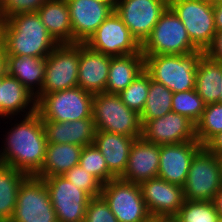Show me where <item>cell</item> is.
Here are the masks:
<instances>
[{
	"label": "cell",
	"instance_id": "cell-1",
	"mask_svg": "<svg viewBox=\"0 0 222 222\" xmlns=\"http://www.w3.org/2000/svg\"><path fill=\"white\" fill-rule=\"evenodd\" d=\"M5 135L0 164L10 166L27 176H36L45 159L47 140L40 115L24 116Z\"/></svg>",
	"mask_w": 222,
	"mask_h": 222
},
{
	"label": "cell",
	"instance_id": "cell-2",
	"mask_svg": "<svg viewBox=\"0 0 222 222\" xmlns=\"http://www.w3.org/2000/svg\"><path fill=\"white\" fill-rule=\"evenodd\" d=\"M6 55L46 58L58 45L37 12L21 13L0 22Z\"/></svg>",
	"mask_w": 222,
	"mask_h": 222
},
{
	"label": "cell",
	"instance_id": "cell-3",
	"mask_svg": "<svg viewBox=\"0 0 222 222\" xmlns=\"http://www.w3.org/2000/svg\"><path fill=\"white\" fill-rule=\"evenodd\" d=\"M203 54L199 50L186 55H146L144 69L173 93L188 91L195 89L196 68Z\"/></svg>",
	"mask_w": 222,
	"mask_h": 222
},
{
	"label": "cell",
	"instance_id": "cell-4",
	"mask_svg": "<svg viewBox=\"0 0 222 222\" xmlns=\"http://www.w3.org/2000/svg\"><path fill=\"white\" fill-rule=\"evenodd\" d=\"M92 117L96 130L141 138L140 115L128 108L118 94H94Z\"/></svg>",
	"mask_w": 222,
	"mask_h": 222
},
{
	"label": "cell",
	"instance_id": "cell-5",
	"mask_svg": "<svg viewBox=\"0 0 222 222\" xmlns=\"http://www.w3.org/2000/svg\"><path fill=\"white\" fill-rule=\"evenodd\" d=\"M199 51L191 42L183 22L168 7L141 45L146 55H186Z\"/></svg>",
	"mask_w": 222,
	"mask_h": 222
},
{
	"label": "cell",
	"instance_id": "cell-6",
	"mask_svg": "<svg viewBox=\"0 0 222 222\" xmlns=\"http://www.w3.org/2000/svg\"><path fill=\"white\" fill-rule=\"evenodd\" d=\"M93 94L76 86L42 95L36 112L42 120L70 122L92 117Z\"/></svg>",
	"mask_w": 222,
	"mask_h": 222
},
{
	"label": "cell",
	"instance_id": "cell-7",
	"mask_svg": "<svg viewBox=\"0 0 222 222\" xmlns=\"http://www.w3.org/2000/svg\"><path fill=\"white\" fill-rule=\"evenodd\" d=\"M222 187L221 158L204 146L195 154L183 185L187 201H213Z\"/></svg>",
	"mask_w": 222,
	"mask_h": 222
},
{
	"label": "cell",
	"instance_id": "cell-8",
	"mask_svg": "<svg viewBox=\"0 0 222 222\" xmlns=\"http://www.w3.org/2000/svg\"><path fill=\"white\" fill-rule=\"evenodd\" d=\"M80 43L58 44L46 57L44 82L36 101L45 94L78 86Z\"/></svg>",
	"mask_w": 222,
	"mask_h": 222
},
{
	"label": "cell",
	"instance_id": "cell-9",
	"mask_svg": "<svg viewBox=\"0 0 222 222\" xmlns=\"http://www.w3.org/2000/svg\"><path fill=\"white\" fill-rule=\"evenodd\" d=\"M101 196L119 222H151L140 185L114 178L102 185Z\"/></svg>",
	"mask_w": 222,
	"mask_h": 222
},
{
	"label": "cell",
	"instance_id": "cell-10",
	"mask_svg": "<svg viewBox=\"0 0 222 222\" xmlns=\"http://www.w3.org/2000/svg\"><path fill=\"white\" fill-rule=\"evenodd\" d=\"M169 8L183 22L191 42L205 52L217 32L213 3L205 0H169Z\"/></svg>",
	"mask_w": 222,
	"mask_h": 222
},
{
	"label": "cell",
	"instance_id": "cell-11",
	"mask_svg": "<svg viewBox=\"0 0 222 222\" xmlns=\"http://www.w3.org/2000/svg\"><path fill=\"white\" fill-rule=\"evenodd\" d=\"M10 222H58L43 179L27 176L23 180Z\"/></svg>",
	"mask_w": 222,
	"mask_h": 222
},
{
	"label": "cell",
	"instance_id": "cell-12",
	"mask_svg": "<svg viewBox=\"0 0 222 222\" xmlns=\"http://www.w3.org/2000/svg\"><path fill=\"white\" fill-rule=\"evenodd\" d=\"M168 7L169 0H117L114 11L142 45Z\"/></svg>",
	"mask_w": 222,
	"mask_h": 222
},
{
	"label": "cell",
	"instance_id": "cell-13",
	"mask_svg": "<svg viewBox=\"0 0 222 222\" xmlns=\"http://www.w3.org/2000/svg\"><path fill=\"white\" fill-rule=\"evenodd\" d=\"M50 194L58 222H84L86 208L92 198L63 175L43 179Z\"/></svg>",
	"mask_w": 222,
	"mask_h": 222
},
{
	"label": "cell",
	"instance_id": "cell-14",
	"mask_svg": "<svg viewBox=\"0 0 222 222\" xmlns=\"http://www.w3.org/2000/svg\"><path fill=\"white\" fill-rule=\"evenodd\" d=\"M85 44L112 57L141 52V45L115 11L105 19Z\"/></svg>",
	"mask_w": 222,
	"mask_h": 222
},
{
	"label": "cell",
	"instance_id": "cell-15",
	"mask_svg": "<svg viewBox=\"0 0 222 222\" xmlns=\"http://www.w3.org/2000/svg\"><path fill=\"white\" fill-rule=\"evenodd\" d=\"M141 138L157 145L197 141L196 125L181 114L170 112L142 125Z\"/></svg>",
	"mask_w": 222,
	"mask_h": 222
},
{
	"label": "cell",
	"instance_id": "cell-16",
	"mask_svg": "<svg viewBox=\"0 0 222 222\" xmlns=\"http://www.w3.org/2000/svg\"><path fill=\"white\" fill-rule=\"evenodd\" d=\"M146 208L152 217H175L185 201L183 187L171 184L160 177L140 184Z\"/></svg>",
	"mask_w": 222,
	"mask_h": 222
},
{
	"label": "cell",
	"instance_id": "cell-17",
	"mask_svg": "<svg viewBox=\"0 0 222 222\" xmlns=\"http://www.w3.org/2000/svg\"><path fill=\"white\" fill-rule=\"evenodd\" d=\"M202 147L198 141L160 145V165L157 177L183 187L191 162Z\"/></svg>",
	"mask_w": 222,
	"mask_h": 222
},
{
	"label": "cell",
	"instance_id": "cell-18",
	"mask_svg": "<svg viewBox=\"0 0 222 222\" xmlns=\"http://www.w3.org/2000/svg\"><path fill=\"white\" fill-rule=\"evenodd\" d=\"M73 31V43H86L114 9L97 0H66Z\"/></svg>",
	"mask_w": 222,
	"mask_h": 222
},
{
	"label": "cell",
	"instance_id": "cell-19",
	"mask_svg": "<svg viewBox=\"0 0 222 222\" xmlns=\"http://www.w3.org/2000/svg\"><path fill=\"white\" fill-rule=\"evenodd\" d=\"M111 57L80 43L78 87L93 95L104 93Z\"/></svg>",
	"mask_w": 222,
	"mask_h": 222
},
{
	"label": "cell",
	"instance_id": "cell-20",
	"mask_svg": "<svg viewBox=\"0 0 222 222\" xmlns=\"http://www.w3.org/2000/svg\"><path fill=\"white\" fill-rule=\"evenodd\" d=\"M160 165V145L138 138L133 142L122 180L140 184L155 178Z\"/></svg>",
	"mask_w": 222,
	"mask_h": 222
},
{
	"label": "cell",
	"instance_id": "cell-21",
	"mask_svg": "<svg viewBox=\"0 0 222 222\" xmlns=\"http://www.w3.org/2000/svg\"><path fill=\"white\" fill-rule=\"evenodd\" d=\"M42 124L47 143H69L84 147L94 142L96 128L93 117L70 122L42 120Z\"/></svg>",
	"mask_w": 222,
	"mask_h": 222
},
{
	"label": "cell",
	"instance_id": "cell-22",
	"mask_svg": "<svg viewBox=\"0 0 222 222\" xmlns=\"http://www.w3.org/2000/svg\"><path fill=\"white\" fill-rule=\"evenodd\" d=\"M138 138L96 130L93 144L102 153L108 170L120 178L126 170L130 149Z\"/></svg>",
	"mask_w": 222,
	"mask_h": 222
},
{
	"label": "cell",
	"instance_id": "cell-23",
	"mask_svg": "<svg viewBox=\"0 0 222 222\" xmlns=\"http://www.w3.org/2000/svg\"><path fill=\"white\" fill-rule=\"evenodd\" d=\"M35 112V96L19 80L7 73L0 78V118H14L12 116H17L18 113L23 117Z\"/></svg>",
	"mask_w": 222,
	"mask_h": 222
},
{
	"label": "cell",
	"instance_id": "cell-24",
	"mask_svg": "<svg viewBox=\"0 0 222 222\" xmlns=\"http://www.w3.org/2000/svg\"><path fill=\"white\" fill-rule=\"evenodd\" d=\"M46 58L6 55L7 74L16 78L35 97L41 92L44 82Z\"/></svg>",
	"mask_w": 222,
	"mask_h": 222
},
{
	"label": "cell",
	"instance_id": "cell-25",
	"mask_svg": "<svg viewBox=\"0 0 222 222\" xmlns=\"http://www.w3.org/2000/svg\"><path fill=\"white\" fill-rule=\"evenodd\" d=\"M37 13L48 33L58 44L73 43V31L66 0H47Z\"/></svg>",
	"mask_w": 222,
	"mask_h": 222
},
{
	"label": "cell",
	"instance_id": "cell-26",
	"mask_svg": "<svg viewBox=\"0 0 222 222\" xmlns=\"http://www.w3.org/2000/svg\"><path fill=\"white\" fill-rule=\"evenodd\" d=\"M82 149L69 143H47L44 163L36 177L62 176L79 164Z\"/></svg>",
	"mask_w": 222,
	"mask_h": 222
},
{
	"label": "cell",
	"instance_id": "cell-27",
	"mask_svg": "<svg viewBox=\"0 0 222 222\" xmlns=\"http://www.w3.org/2000/svg\"><path fill=\"white\" fill-rule=\"evenodd\" d=\"M144 70L142 52L111 57L105 93L119 94Z\"/></svg>",
	"mask_w": 222,
	"mask_h": 222
},
{
	"label": "cell",
	"instance_id": "cell-28",
	"mask_svg": "<svg viewBox=\"0 0 222 222\" xmlns=\"http://www.w3.org/2000/svg\"><path fill=\"white\" fill-rule=\"evenodd\" d=\"M221 81L222 63L214 61L204 53L196 68L195 90L206 105L219 102Z\"/></svg>",
	"mask_w": 222,
	"mask_h": 222
},
{
	"label": "cell",
	"instance_id": "cell-29",
	"mask_svg": "<svg viewBox=\"0 0 222 222\" xmlns=\"http://www.w3.org/2000/svg\"><path fill=\"white\" fill-rule=\"evenodd\" d=\"M26 177L25 173L0 164V222L11 221L20 184Z\"/></svg>",
	"mask_w": 222,
	"mask_h": 222
},
{
	"label": "cell",
	"instance_id": "cell-30",
	"mask_svg": "<svg viewBox=\"0 0 222 222\" xmlns=\"http://www.w3.org/2000/svg\"><path fill=\"white\" fill-rule=\"evenodd\" d=\"M173 92L151 79L149 82V92L144 109L140 114L141 124L155 118L162 117L172 111Z\"/></svg>",
	"mask_w": 222,
	"mask_h": 222
},
{
	"label": "cell",
	"instance_id": "cell-31",
	"mask_svg": "<svg viewBox=\"0 0 222 222\" xmlns=\"http://www.w3.org/2000/svg\"><path fill=\"white\" fill-rule=\"evenodd\" d=\"M206 104L195 89L173 93L172 112L187 117L195 125L201 119Z\"/></svg>",
	"mask_w": 222,
	"mask_h": 222
},
{
	"label": "cell",
	"instance_id": "cell-32",
	"mask_svg": "<svg viewBox=\"0 0 222 222\" xmlns=\"http://www.w3.org/2000/svg\"><path fill=\"white\" fill-rule=\"evenodd\" d=\"M219 132H222V103L208 104L196 124V139L204 146Z\"/></svg>",
	"mask_w": 222,
	"mask_h": 222
},
{
	"label": "cell",
	"instance_id": "cell-33",
	"mask_svg": "<svg viewBox=\"0 0 222 222\" xmlns=\"http://www.w3.org/2000/svg\"><path fill=\"white\" fill-rule=\"evenodd\" d=\"M149 82L150 75L144 69L126 89L118 94L122 102L139 115L146 103L149 92Z\"/></svg>",
	"mask_w": 222,
	"mask_h": 222
},
{
	"label": "cell",
	"instance_id": "cell-34",
	"mask_svg": "<svg viewBox=\"0 0 222 222\" xmlns=\"http://www.w3.org/2000/svg\"><path fill=\"white\" fill-rule=\"evenodd\" d=\"M175 217L179 222H218L219 219L213 201L185 200Z\"/></svg>",
	"mask_w": 222,
	"mask_h": 222
},
{
	"label": "cell",
	"instance_id": "cell-35",
	"mask_svg": "<svg viewBox=\"0 0 222 222\" xmlns=\"http://www.w3.org/2000/svg\"><path fill=\"white\" fill-rule=\"evenodd\" d=\"M79 165L92 174L102 185L116 178L108 170L102 153L94 144L83 147Z\"/></svg>",
	"mask_w": 222,
	"mask_h": 222
},
{
	"label": "cell",
	"instance_id": "cell-36",
	"mask_svg": "<svg viewBox=\"0 0 222 222\" xmlns=\"http://www.w3.org/2000/svg\"><path fill=\"white\" fill-rule=\"evenodd\" d=\"M63 176L91 197L101 195L102 184L79 164L67 171Z\"/></svg>",
	"mask_w": 222,
	"mask_h": 222
},
{
	"label": "cell",
	"instance_id": "cell-37",
	"mask_svg": "<svg viewBox=\"0 0 222 222\" xmlns=\"http://www.w3.org/2000/svg\"><path fill=\"white\" fill-rule=\"evenodd\" d=\"M47 0H2L0 22L21 13H35Z\"/></svg>",
	"mask_w": 222,
	"mask_h": 222
},
{
	"label": "cell",
	"instance_id": "cell-38",
	"mask_svg": "<svg viewBox=\"0 0 222 222\" xmlns=\"http://www.w3.org/2000/svg\"><path fill=\"white\" fill-rule=\"evenodd\" d=\"M84 222H119L107 202L100 196L92 197L86 208Z\"/></svg>",
	"mask_w": 222,
	"mask_h": 222
},
{
	"label": "cell",
	"instance_id": "cell-39",
	"mask_svg": "<svg viewBox=\"0 0 222 222\" xmlns=\"http://www.w3.org/2000/svg\"><path fill=\"white\" fill-rule=\"evenodd\" d=\"M204 53L214 61L222 63V31L216 32L211 45Z\"/></svg>",
	"mask_w": 222,
	"mask_h": 222
},
{
	"label": "cell",
	"instance_id": "cell-40",
	"mask_svg": "<svg viewBox=\"0 0 222 222\" xmlns=\"http://www.w3.org/2000/svg\"><path fill=\"white\" fill-rule=\"evenodd\" d=\"M204 147L213 155L217 157L222 156V132L217 133L213 136Z\"/></svg>",
	"mask_w": 222,
	"mask_h": 222
},
{
	"label": "cell",
	"instance_id": "cell-41",
	"mask_svg": "<svg viewBox=\"0 0 222 222\" xmlns=\"http://www.w3.org/2000/svg\"><path fill=\"white\" fill-rule=\"evenodd\" d=\"M214 22L216 31H222V4H213Z\"/></svg>",
	"mask_w": 222,
	"mask_h": 222
},
{
	"label": "cell",
	"instance_id": "cell-42",
	"mask_svg": "<svg viewBox=\"0 0 222 222\" xmlns=\"http://www.w3.org/2000/svg\"><path fill=\"white\" fill-rule=\"evenodd\" d=\"M213 202H214V205L217 209L219 217H222V187L215 195Z\"/></svg>",
	"mask_w": 222,
	"mask_h": 222
},
{
	"label": "cell",
	"instance_id": "cell-43",
	"mask_svg": "<svg viewBox=\"0 0 222 222\" xmlns=\"http://www.w3.org/2000/svg\"><path fill=\"white\" fill-rule=\"evenodd\" d=\"M7 73L6 70V53L3 49L0 52V78H2Z\"/></svg>",
	"mask_w": 222,
	"mask_h": 222
},
{
	"label": "cell",
	"instance_id": "cell-44",
	"mask_svg": "<svg viewBox=\"0 0 222 222\" xmlns=\"http://www.w3.org/2000/svg\"><path fill=\"white\" fill-rule=\"evenodd\" d=\"M151 222H179L176 217H158L151 220Z\"/></svg>",
	"mask_w": 222,
	"mask_h": 222
},
{
	"label": "cell",
	"instance_id": "cell-45",
	"mask_svg": "<svg viewBox=\"0 0 222 222\" xmlns=\"http://www.w3.org/2000/svg\"><path fill=\"white\" fill-rule=\"evenodd\" d=\"M97 1H100V2H103L105 4H108V5H110L115 10V6H116L117 0H97Z\"/></svg>",
	"mask_w": 222,
	"mask_h": 222
},
{
	"label": "cell",
	"instance_id": "cell-46",
	"mask_svg": "<svg viewBox=\"0 0 222 222\" xmlns=\"http://www.w3.org/2000/svg\"><path fill=\"white\" fill-rule=\"evenodd\" d=\"M3 37H2V33L0 31V52L3 50Z\"/></svg>",
	"mask_w": 222,
	"mask_h": 222
},
{
	"label": "cell",
	"instance_id": "cell-47",
	"mask_svg": "<svg viewBox=\"0 0 222 222\" xmlns=\"http://www.w3.org/2000/svg\"><path fill=\"white\" fill-rule=\"evenodd\" d=\"M220 87H221V94H220L219 103H222V81H221Z\"/></svg>",
	"mask_w": 222,
	"mask_h": 222
},
{
	"label": "cell",
	"instance_id": "cell-48",
	"mask_svg": "<svg viewBox=\"0 0 222 222\" xmlns=\"http://www.w3.org/2000/svg\"><path fill=\"white\" fill-rule=\"evenodd\" d=\"M205 1H207V2H210V3H218L220 0H205Z\"/></svg>",
	"mask_w": 222,
	"mask_h": 222
},
{
	"label": "cell",
	"instance_id": "cell-49",
	"mask_svg": "<svg viewBox=\"0 0 222 222\" xmlns=\"http://www.w3.org/2000/svg\"><path fill=\"white\" fill-rule=\"evenodd\" d=\"M218 222H222V217H219Z\"/></svg>",
	"mask_w": 222,
	"mask_h": 222
}]
</instances>
